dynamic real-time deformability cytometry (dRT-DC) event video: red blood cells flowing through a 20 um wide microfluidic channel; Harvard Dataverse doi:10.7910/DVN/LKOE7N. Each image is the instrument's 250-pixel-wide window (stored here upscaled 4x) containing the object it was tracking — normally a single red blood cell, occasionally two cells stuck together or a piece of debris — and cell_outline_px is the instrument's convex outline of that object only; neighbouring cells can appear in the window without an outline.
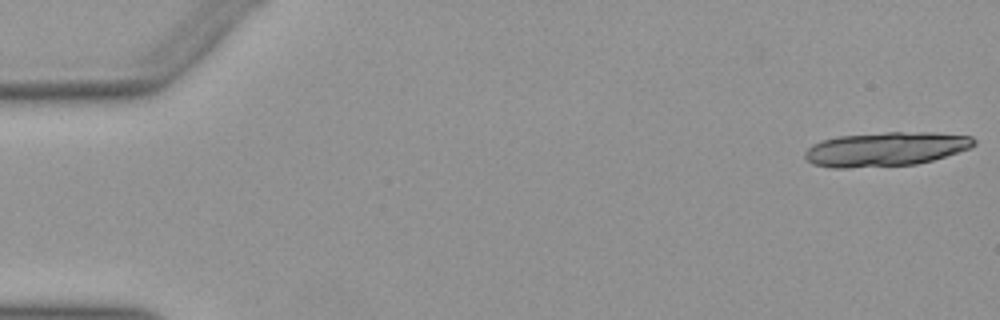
{"species": "Egyptian fruit bat (a non-hibernating species)", "species_latin": "Rousettus aegyptiacus", "temperature_condition": "warm", "stored_images_in_passage": 17, "camera_frame_rate_fps": 3000, "um_per_image_px": 0.085, "animal": {"sex": "female"}, "frame": {"image": 1, "passage_image": 1, "time_ms": 0.0, "image_size_px": [1000, 320], "cell_outline_px": [[976, 144], [972, 148], [932, 160], [916, 164], [848, 168], [832, 168], [812, 164], [804, 156], [804, 152], [812, 144], [820, 140], [836, 136], [884, 132], [936, 132], [972, 136], [976, 140]], "centroid_in_image_um": [75.28, 12.66], "position_along_channel_um": 9.7, "area_um2": 34.04}}